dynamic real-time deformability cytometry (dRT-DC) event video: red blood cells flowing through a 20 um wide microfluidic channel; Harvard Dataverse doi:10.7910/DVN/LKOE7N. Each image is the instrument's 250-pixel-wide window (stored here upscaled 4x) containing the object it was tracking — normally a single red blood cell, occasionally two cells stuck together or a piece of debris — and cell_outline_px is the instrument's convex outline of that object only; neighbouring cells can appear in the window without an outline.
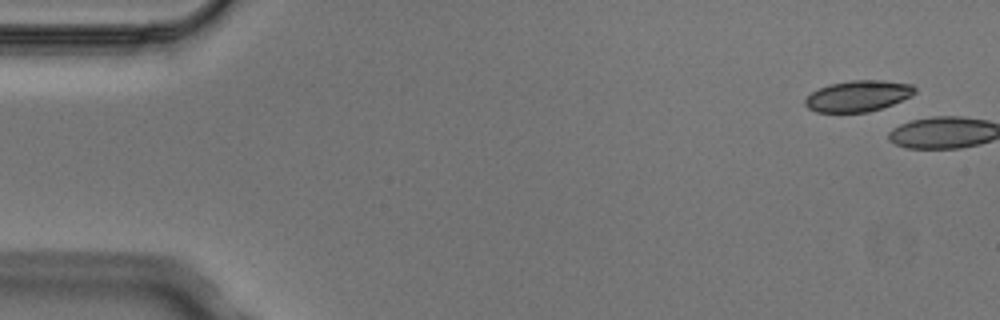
{"species": "Egyptian fruit bat (a non-hibernating species)", "species_latin": "Rousettus aegyptiacus", "temperature_condition": "cold", "stored_images_in_passage": 2, "camera_frame_rate_fps": 3000, "um_per_image_px": 0.085, "animal": {"sex": "male"}, "frame": {"image": 1, "passage_image": 1, "time_ms": 0.0, "image_size_px": [1000, 320], "cell_outline_px": [[916, 92], [912, 96], [892, 104], [868, 112], [816, 112], [808, 108], [804, 104], [804, 100], [812, 92], [828, 84], [852, 80], [880, 80], [912, 84], [916, 88]], "centroid_in_image_um": [72.94, 8.15], "position_along_channel_um": 12.1, "area_um2": 19.83}}